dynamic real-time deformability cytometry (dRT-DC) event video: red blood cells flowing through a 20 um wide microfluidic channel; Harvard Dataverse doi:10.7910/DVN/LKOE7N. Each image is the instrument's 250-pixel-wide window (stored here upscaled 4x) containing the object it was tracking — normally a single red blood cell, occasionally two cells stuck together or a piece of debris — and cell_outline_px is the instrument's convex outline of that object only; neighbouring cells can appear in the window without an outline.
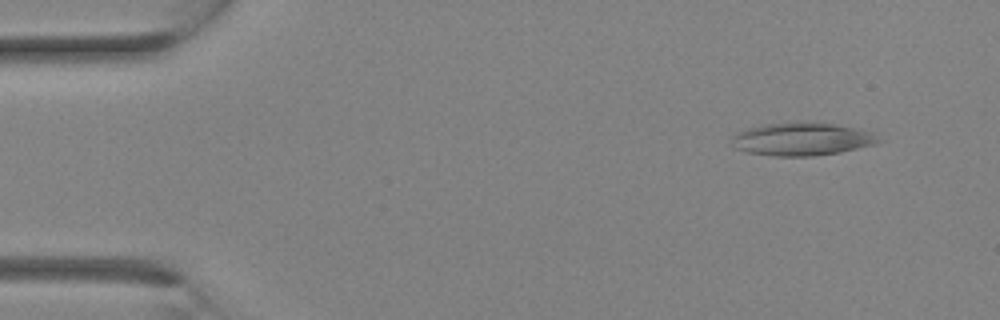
{"species": "Egyptian fruit bat (a non-hibernating species)", "species_latin": "Rousettus aegyptiacus", "temperature_condition": "room temperature", "stored_images_in_passage": 7, "camera_frame_rate_fps": 3000, "um_per_image_px": 0.085, "animal": {"sex": "female"}, "frame": {"image": 1, "passage_image": 1, "time_ms": 0.0, "image_size_px": [1000, 320], "cell_outline_px": [[884, 140], [876, 144], [840, 152], [812, 156], [772, 156], [744, 152], [732, 148], [732, 136], [736, 132], [748, 128], [764, 124], [832, 124], [872, 132]], "centroid_in_image_um": [68.12, 11.87], "position_along_channel_um": 16.9, "area_um2": 27.69}}